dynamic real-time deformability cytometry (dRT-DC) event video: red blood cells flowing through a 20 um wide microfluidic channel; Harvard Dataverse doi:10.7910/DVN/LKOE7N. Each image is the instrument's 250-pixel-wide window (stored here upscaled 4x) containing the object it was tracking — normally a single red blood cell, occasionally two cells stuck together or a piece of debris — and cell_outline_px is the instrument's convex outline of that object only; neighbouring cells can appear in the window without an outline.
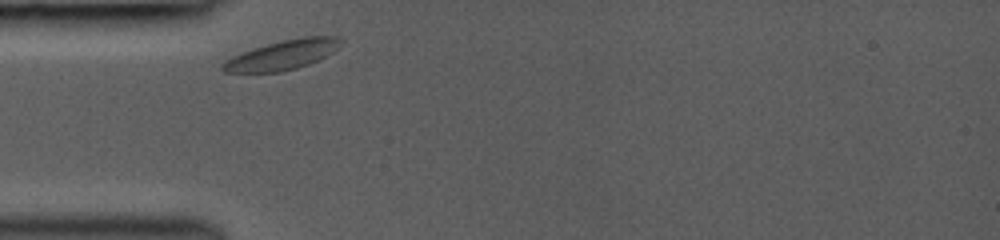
{"species": "common noctule bat (a hibernating species)", "species_latin": "Nyctalus noctula", "temperature_condition": "room temperature", "stored_images_in_passage": 8, "camera_frame_rate_fps": 3000, "um_per_image_px": 0.085, "animal": {"sex": "female", "body_mass_g": 19.0, "forearm_length_mm": 53.3}, "frame": {"image": 1, "passage_image": 1, "time_ms": 0.0, "image_size_px": [1000, 240], "cell_outline_px": [[344, 40], [332, 52], [308, 64], [296, 68], [280, 72], [224, 72], [220, 68], [220, 64], [224, 60], [240, 52], [252, 48], [300, 36], [340, 36]], "centroid_in_image_um": [23.96, 4.66], "position_along_channel_um": 61.0, "area_um2": 20.35}}
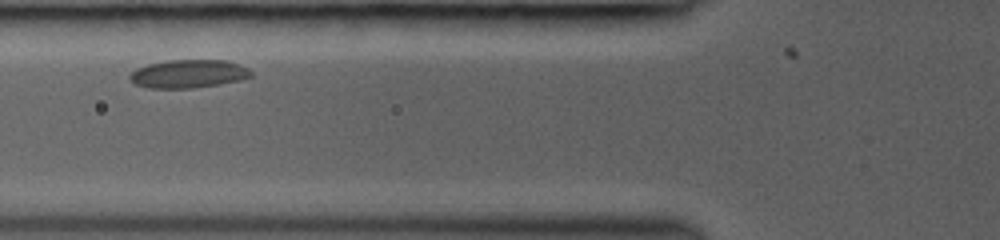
{"frame": {"image": 2, "passage_image": 5, "time_ms": 1.333, "image_size_px": [1000, 240], "cell_outline_px": [[252, 76], [240, 80], [220, 84], [192, 88], [148, 88], [136, 84], [128, 80], [128, 76], [136, 68], [148, 64], [168, 60], [224, 60], [248, 68], [252, 72]], "centroid_in_image_um": [15.98, 6.28], "position_along_channel_um": 109.8, "area_um2": 19.94}}